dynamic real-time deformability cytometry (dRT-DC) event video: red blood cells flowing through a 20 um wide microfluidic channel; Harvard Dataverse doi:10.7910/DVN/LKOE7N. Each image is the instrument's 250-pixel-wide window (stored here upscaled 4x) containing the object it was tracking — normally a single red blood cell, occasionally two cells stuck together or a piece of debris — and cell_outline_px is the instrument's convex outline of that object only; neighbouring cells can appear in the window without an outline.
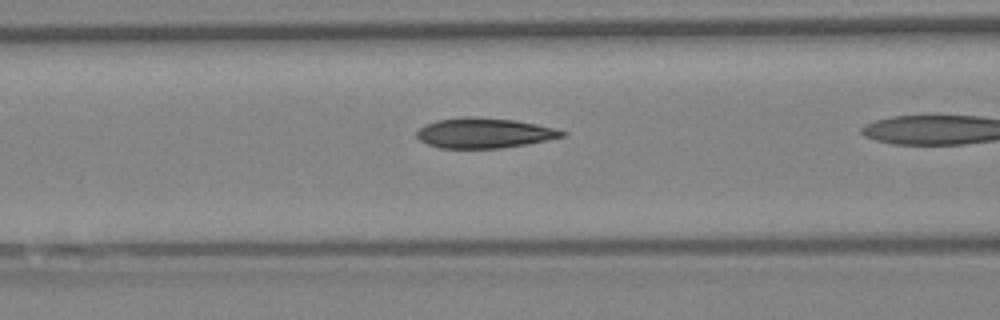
{"species": "Egyptian fruit bat (a non-hibernating species)", "species_latin": "Rousettus aegyptiacus", "temperature_condition": "warm", "stored_images_in_passage": 36, "camera_frame_rate_fps": 3000, "um_per_image_px": 0.085, "animal": {"sex": "female"}, "frame": {"image": 1, "passage_image": 14, "time_ms": 4.333, "image_size_px": [1000, 320], "cell_outline_px": [[568, 132], [564, 136], [524, 144], [500, 148], [440, 148], [428, 144], [420, 140], [416, 136], [416, 132], [424, 124], [436, 120], [468, 116], [476, 116], [516, 120], [536, 124]], "centroid_in_image_um": [41.1, 11.29], "position_along_channel_um": 125.5, "area_um2": 25.37}}
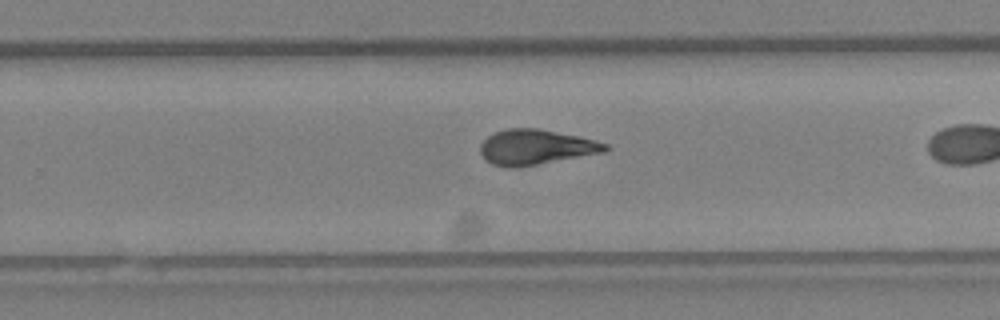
{"frame": {"image": 2, "passage_image": 28, "time_ms": 9.0, "image_size_px": [1000, 320], "cell_outline_px": [[608, 148], [604, 152], [536, 164], [512, 168], [508, 168], [492, 164], [484, 160], [480, 152], [480, 144], [488, 136], [496, 132], [508, 128], [536, 128], [576, 136], [608, 144]], "centroid_in_image_um": [45.47, 12.51], "position_along_channel_um": 284.3, "area_um2": 25.14}}
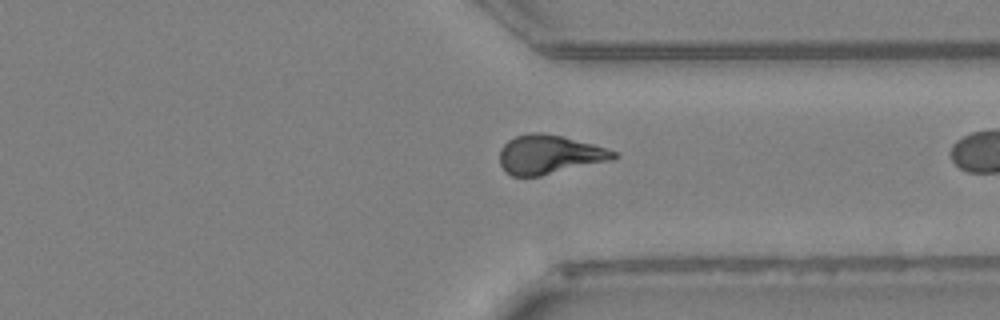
{"frame": {"image": 3, "passage_image": 35, "time_ms": 11.333, "image_size_px": [1000, 320], "cell_outline_px": [[620, 156], [612, 160], [540, 176], [512, 176], [500, 164], [500, 148], [508, 140], [516, 136], [528, 132], [540, 132], [564, 136], [592, 144], [616, 152]], "centroid_in_image_um": [46.69, 13.12], "position_along_channel_um": 364.7, "area_um2": 25.84}}